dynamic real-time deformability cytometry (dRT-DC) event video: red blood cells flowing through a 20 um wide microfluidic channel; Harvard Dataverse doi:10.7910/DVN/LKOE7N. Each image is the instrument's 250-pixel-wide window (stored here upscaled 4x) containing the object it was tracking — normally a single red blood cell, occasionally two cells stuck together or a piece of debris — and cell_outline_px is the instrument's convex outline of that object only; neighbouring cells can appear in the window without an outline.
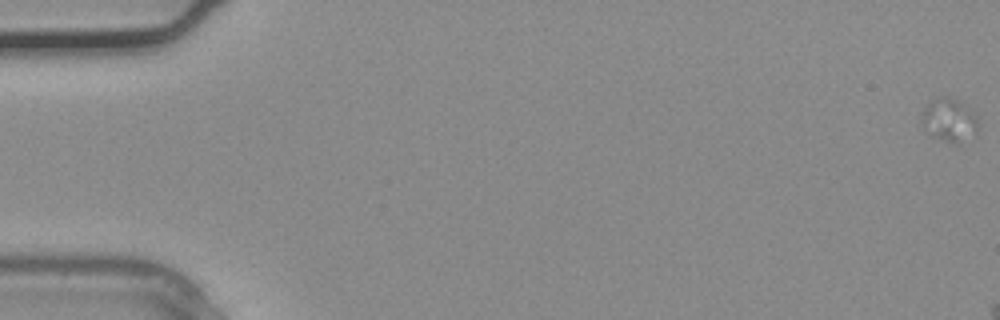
{"species": "common noctule bat (a hibernating species)", "species_latin": "Nyctalus noctula", "temperature_condition": "warm", "stored_images_in_passage": 3, "camera_frame_rate_fps": 3000, "um_per_image_px": 0.085, "animal": {"sex": "male", "body_mass_g": 20.4}, "frame": {"image": 1, "passage_image": 1, "time_ms": 0.0, "image_size_px": [1000, 320], "cell_outline_px": [[976, 132], [956, 144], [932, 136], [920, 124], [920, 120], [924, 108], [928, 104], [940, 96], [948, 96], [956, 100], [976, 120]], "centroid_in_image_um": [80.57, 10.22], "position_along_channel_um": 4.4, "area_um2": 13.35}}